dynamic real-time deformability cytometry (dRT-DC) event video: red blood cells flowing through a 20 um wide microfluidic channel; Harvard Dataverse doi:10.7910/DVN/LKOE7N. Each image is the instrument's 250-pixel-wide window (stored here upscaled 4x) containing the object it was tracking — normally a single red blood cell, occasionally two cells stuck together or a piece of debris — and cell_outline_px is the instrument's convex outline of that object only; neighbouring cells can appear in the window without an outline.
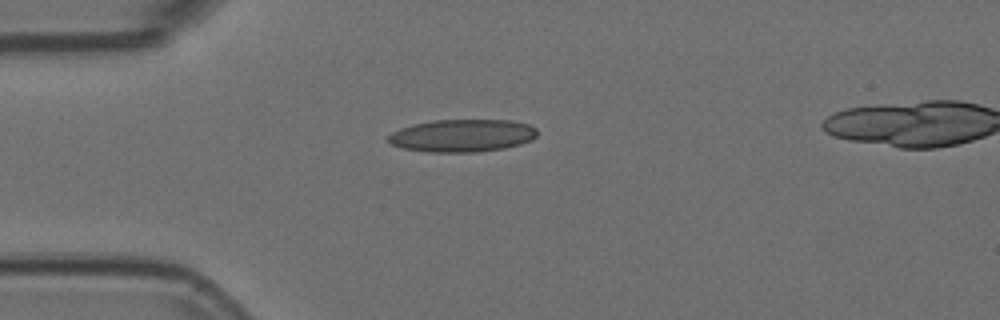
{"species": "Egyptian fruit bat (a non-hibernating species)", "species_latin": "Rousettus aegyptiacus", "temperature_condition": "room temperature", "stored_images_in_passage": 7, "camera_frame_rate_fps": 3000, "um_per_image_px": 0.085, "animal": {"sex": "female"}, "frame": {"image": 1, "passage_image": 1, "time_ms": 0.0, "image_size_px": [1000, 320], "cell_outline_px": [[536, 136], [532, 140], [520, 144], [504, 148], [476, 152], [428, 152], [400, 148], [388, 144], [388, 136], [392, 132], [400, 128], [412, 124], [436, 120], [512, 120], [528, 124], [536, 128]], "centroid_in_image_um": [39.26, 11.53], "position_along_channel_um": 45.7, "area_um2": 28.5}}
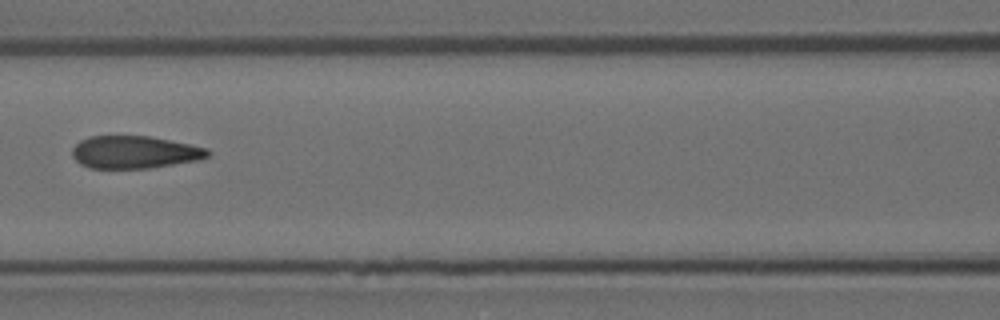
{"frame": {"image": 2, "passage_image": 4, "time_ms": 1.0, "image_size_px": [1000, 320], "cell_outline_px": [[212, 152], [208, 156], [200, 160], [148, 168], [92, 168], [80, 164], [72, 156], [72, 148], [80, 140], [88, 136], [148, 136], [208, 148]], "centroid_in_image_um": [11.43, 12.93], "position_along_channel_um": 155.2, "area_um2": 25.66}}
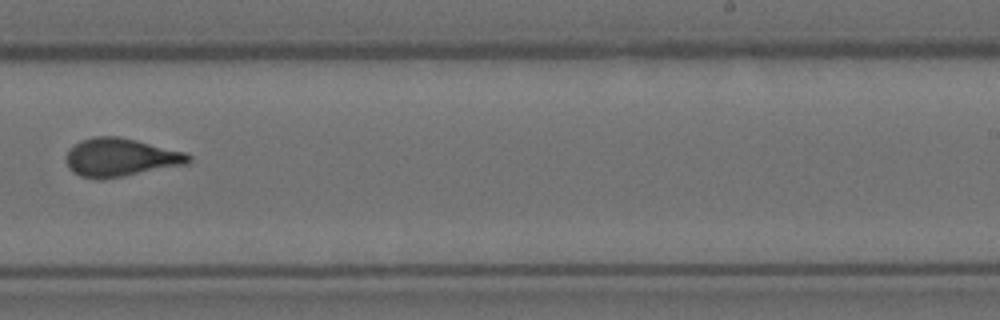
{"frame": {"image": 3, "passage_image": 7, "time_ms": 2.0, "image_size_px": [1000, 320], "cell_outline_px": [[192, 160], [188, 164], [100, 180], [80, 176], [72, 172], [68, 168], [64, 160], [68, 152], [80, 140], [96, 136], [120, 136], [188, 152], [192, 156]], "centroid_in_image_um": [10.27, 13.38], "position_along_channel_um": 278.7, "area_um2": 27.57}}